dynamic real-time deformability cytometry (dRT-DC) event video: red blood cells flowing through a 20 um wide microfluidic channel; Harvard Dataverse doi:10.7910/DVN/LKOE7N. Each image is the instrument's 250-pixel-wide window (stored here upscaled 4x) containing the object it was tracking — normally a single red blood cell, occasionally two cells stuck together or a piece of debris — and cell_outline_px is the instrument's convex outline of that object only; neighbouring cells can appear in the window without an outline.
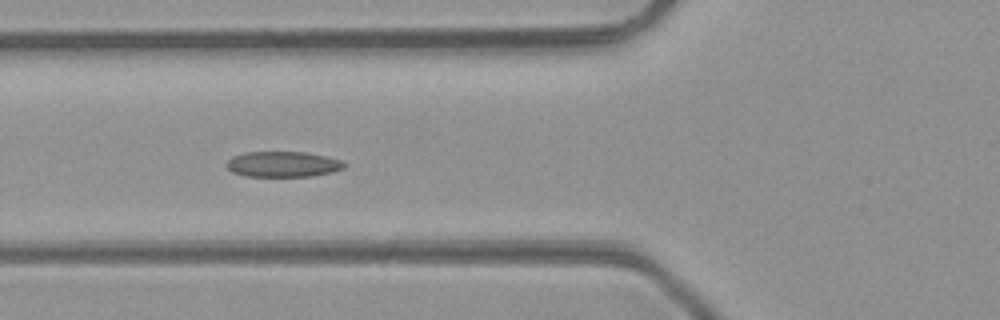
{"species": "common noctule bat (a hibernating species)", "species_latin": "Nyctalus noctula", "temperature_condition": "room temperature", "stored_images_in_passage": 13, "camera_frame_rate_fps": 3000, "um_per_image_px": 0.085, "animal": {"sex": "male", "body_mass_g": 23.1, "forearm_length_mm": 52.7}, "frame": {"image": 1, "passage_image": 8, "time_ms": 2.333, "image_size_px": [1000, 320], "cell_outline_px": [[348, 164], [344, 168], [332, 172], [312, 176], [248, 176], [232, 172], [224, 164], [232, 156], [244, 152], [304, 152], [324, 156], [340, 160]], "centroid_in_image_um": [24.03, 13.95], "position_along_channel_um": 101.8, "area_um2": 17.51}}
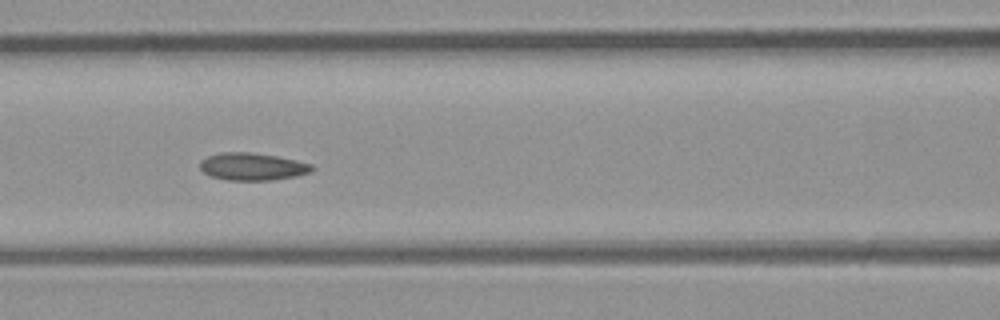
{"frame": {"image": 2, "passage_image": 11, "time_ms": 3.333, "image_size_px": [1000, 320], "cell_outline_px": [[316, 168], [312, 172], [296, 176], [272, 180], [228, 180], [212, 176], [204, 172], [200, 168], [200, 160], [208, 156], [220, 152], [252, 152], [276, 156], [296, 160], [312, 164]], "centroid_in_image_um": [21.48, 14.15], "position_along_channel_um": 145.1, "area_um2": 17.98}}